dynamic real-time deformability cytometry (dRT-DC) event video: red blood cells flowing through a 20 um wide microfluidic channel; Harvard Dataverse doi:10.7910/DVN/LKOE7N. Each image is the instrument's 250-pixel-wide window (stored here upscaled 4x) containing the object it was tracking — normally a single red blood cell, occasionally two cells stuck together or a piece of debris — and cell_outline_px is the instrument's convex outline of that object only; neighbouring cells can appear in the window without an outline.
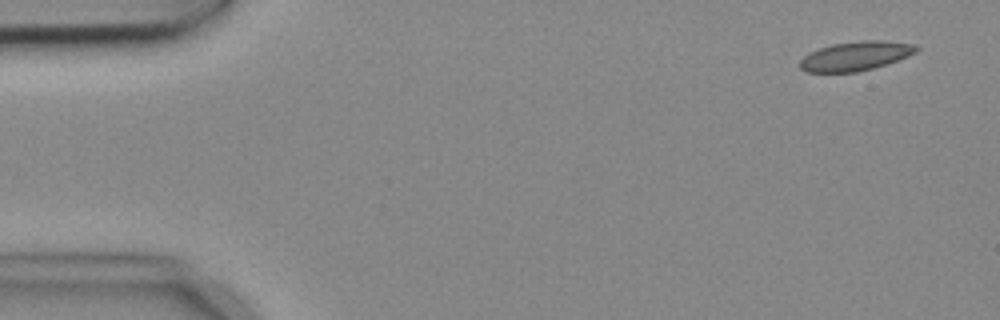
{"species": "common noctule bat (a hibernating species)", "species_latin": "Nyctalus noctula", "temperature_condition": "cold", "stored_images_in_passage": 5, "camera_frame_rate_fps": 3000, "um_per_image_px": 0.085, "animal": {"sex": "female", "body_mass_g": 18.4}, "frame": {"image": 1, "passage_image": 1, "time_ms": 0.0, "image_size_px": [1000, 320], "cell_outline_px": [[920, 48], [916, 52], [908, 56], [872, 68], [856, 72], [808, 72], [800, 68], [800, 60], [804, 56], [820, 48], [832, 44], [860, 40], [884, 40], [912, 44]], "centroid_in_image_um": [72.72, 4.75], "position_along_channel_um": 12.3, "area_um2": 19.54}}